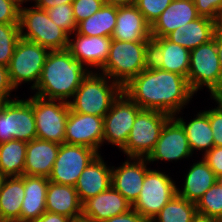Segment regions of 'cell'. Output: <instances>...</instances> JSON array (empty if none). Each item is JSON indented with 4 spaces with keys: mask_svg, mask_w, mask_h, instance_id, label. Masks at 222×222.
I'll return each instance as SVG.
<instances>
[{
    "mask_svg": "<svg viewBox=\"0 0 222 222\" xmlns=\"http://www.w3.org/2000/svg\"><path fill=\"white\" fill-rule=\"evenodd\" d=\"M171 2L172 0H137L135 5L146 22L152 26Z\"/></svg>",
    "mask_w": 222,
    "mask_h": 222,
    "instance_id": "d590c367",
    "label": "cell"
},
{
    "mask_svg": "<svg viewBox=\"0 0 222 222\" xmlns=\"http://www.w3.org/2000/svg\"><path fill=\"white\" fill-rule=\"evenodd\" d=\"M49 18L69 36L77 30L72 4H60L46 10Z\"/></svg>",
    "mask_w": 222,
    "mask_h": 222,
    "instance_id": "e575fe53",
    "label": "cell"
},
{
    "mask_svg": "<svg viewBox=\"0 0 222 222\" xmlns=\"http://www.w3.org/2000/svg\"><path fill=\"white\" fill-rule=\"evenodd\" d=\"M59 147L58 143L38 138L27 142L24 175L48 178L51 175Z\"/></svg>",
    "mask_w": 222,
    "mask_h": 222,
    "instance_id": "603a6c76",
    "label": "cell"
},
{
    "mask_svg": "<svg viewBox=\"0 0 222 222\" xmlns=\"http://www.w3.org/2000/svg\"><path fill=\"white\" fill-rule=\"evenodd\" d=\"M184 178L183 188H177V195L195 204L217 182L215 173L203 158L193 163Z\"/></svg>",
    "mask_w": 222,
    "mask_h": 222,
    "instance_id": "4316f807",
    "label": "cell"
},
{
    "mask_svg": "<svg viewBox=\"0 0 222 222\" xmlns=\"http://www.w3.org/2000/svg\"><path fill=\"white\" fill-rule=\"evenodd\" d=\"M19 9L15 0H0V23L19 24Z\"/></svg>",
    "mask_w": 222,
    "mask_h": 222,
    "instance_id": "ab89813d",
    "label": "cell"
},
{
    "mask_svg": "<svg viewBox=\"0 0 222 222\" xmlns=\"http://www.w3.org/2000/svg\"><path fill=\"white\" fill-rule=\"evenodd\" d=\"M187 80L194 93L206 86L211 98L222 90V70L214 39L190 51Z\"/></svg>",
    "mask_w": 222,
    "mask_h": 222,
    "instance_id": "8992f818",
    "label": "cell"
},
{
    "mask_svg": "<svg viewBox=\"0 0 222 222\" xmlns=\"http://www.w3.org/2000/svg\"><path fill=\"white\" fill-rule=\"evenodd\" d=\"M218 106L205 112L208 114L209 123L213 131L215 145L222 146V103L215 97H212Z\"/></svg>",
    "mask_w": 222,
    "mask_h": 222,
    "instance_id": "f35d334b",
    "label": "cell"
},
{
    "mask_svg": "<svg viewBox=\"0 0 222 222\" xmlns=\"http://www.w3.org/2000/svg\"><path fill=\"white\" fill-rule=\"evenodd\" d=\"M19 30L21 38L35 42L49 51L68 49L71 38L49 18L46 10L35 5L31 8L20 5Z\"/></svg>",
    "mask_w": 222,
    "mask_h": 222,
    "instance_id": "5b68a950",
    "label": "cell"
},
{
    "mask_svg": "<svg viewBox=\"0 0 222 222\" xmlns=\"http://www.w3.org/2000/svg\"><path fill=\"white\" fill-rule=\"evenodd\" d=\"M27 142L10 140L0 143V171L5 177L24 175Z\"/></svg>",
    "mask_w": 222,
    "mask_h": 222,
    "instance_id": "4dcf8cb0",
    "label": "cell"
},
{
    "mask_svg": "<svg viewBox=\"0 0 222 222\" xmlns=\"http://www.w3.org/2000/svg\"><path fill=\"white\" fill-rule=\"evenodd\" d=\"M191 222H220L219 220L197 213Z\"/></svg>",
    "mask_w": 222,
    "mask_h": 222,
    "instance_id": "c3c4849f",
    "label": "cell"
},
{
    "mask_svg": "<svg viewBox=\"0 0 222 222\" xmlns=\"http://www.w3.org/2000/svg\"><path fill=\"white\" fill-rule=\"evenodd\" d=\"M5 176L1 173V171H0V189H1V187H2V184H3V182H4V180H5Z\"/></svg>",
    "mask_w": 222,
    "mask_h": 222,
    "instance_id": "681fc988",
    "label": "cell"
},
{
    "mask_svg": "<svg viewBox=\"0 0 222 222\" xmlns=\"http://www.w3.org/2000/svg\"><path fill=\"white\" fill-rule=\"evenodd\" d=\"M49 179L24 175L25 196L21 205L20 222H33L46 212V192Z\"/></svg>",
    "mask_w": 222,
    "mask_h": 222,
    "instance_id": "484cf974",
    "label": "cell"
},
{
    "mask_svg": "<svg viewBox=\"0 0 222 222\" xmlns=\"http://www.w3.org/2000/svg\"><path fill=\"white\" fill-rule=\"evenodd\" d=\"M104 118L69 110L64 143L82 145L98 151L103 145Z\"/></svg>",
    "mask_w": 222,
    "mask_h": 222,
    "instance_id": "9a60e30c",
    "label": "cell"
},
{
    "mask_svg": "<svg viewBox=\"0 0 222 222\" xmlns=\"http://www.w3.org/2000/svg\"><path fill=\"white\" fill-rule=\"evenodd\" d=\"M151 42L119 41L112 39L109 55L98 70L124 87L151 62Z\"/></svg>",
    "mask_w": 222,
    "mask_h": 222,
    "instance_id": "3957f363",
    "label": "cell"
},
{
    "mask_svg": "<svg viewBox=\"0 0 222 222\" xmlns=\"http://www.w3.org/2000/svg\"><path fill=\"white\" fill-rule=\"evenodd\" d=\"M46 211L67 216L72 220L82 218V202L75 187L49 181Z\"/></svg>",
    "mask_w": 222,
    "mask_h": 222,
    "instance_id": "cb8c5ba5",
    "label": "cell"
},
{
    "mask_svg": "<svg viewBox=\"0 0 222 222\" xmlns=\"http://www.w3.org/2000/svg\"><path fill=\"white\" fill-rule=\"evenodd\" d=\"M151 63L165 71L177 73L187 79L190 50L169 41L166 37L151 39Z\"/></svg>",
    "mask_w": 222,
    "mask_h": 222,
    "instance_id": "e0dca14e",
    "label": "cell"
},
{
    "mask_svg": "<svg viewBox=\"0 0 222 222\" xmlns=\"http://www.w3.org/2000/svg\"><path fill=\"white\" fill-rule=\"evenodd\" d=\"M197 213L222 222V185L217 181L196 203Z\"/></svg>",
    "mask_w": 222,
    "mask_h": 222,
    "instance_id": "d6a6232c",
    "label": "cell"
},
{
    "mask_svg": "<svg viewBox=\"0 0 222 222\" xmlns=\"http://www.w3.org/2000/svg\"><path fill=\"white\" fill-rule=\"evenodd\" d=\"M196 214V204L176 194L150 222H191Z\"/></svg>",
    "mask_w": 222,
    "mask_h": 222,
    "instance_id": "1f68e13d",
    "label": "cell"
},
{
    "mask_svg": "<svg viewBox=\"0 0 222 222\" xmlns=\"http://www.w3.org/2000/svg\"><path fill=\"white\" fill-rule=\"evenodd\" d=\"M111 178L112 167L107 166L101 154H98L84 169L74 186L82 204L109 189Z\"/></svg>",
    "mask_w": 222,
    "mask_h": 222,
    "instance_id": "44dd1931",
    "label": "cell"
},
{
    "mask_svg": "<svg viewBox=\"0 0 222 222\" xmlns=\"http://www.w3.org/2000/svg\"><path fill=\"white\" fill-rule=\"evenodd\" d=\"M35 6L44 10L50 9L60 4H72L74 0H32Z\"/></svg>",
    "mask_w": 222,
    "mask_h": 222,
    "instance_id": "f6af8a7d",
    "label": "cell"
},
{
    "mask_svg": "<svg viewBox=\"0 0 222 222\" xmlns=\"http://www.w3.org/2000/svg\"><path fill=\"white\" fill-rule=\"evenodd\" d=\"M213 170L216 177L222 176V146L215 145L202 157Z\"/></svg>",
    "mask_w": 222,
    "mask_h": 222,
    "instance_id": "60d3db41",
    "label": "cell"
},
{
    "mask_svg": "<svg viewBox=\"0 0 222 222\" xmlns=\"http://www.w3.org/2000/svg\"><path fill=\"white\" fill-rule=\"evenodd\" d=\"M215 98L222 103V90L215 96Z\"/></svg>",
    "mask_w": 222,
    "mask_h": 222,
    "instance_id": "f907efd6",
    "label": "cell"
},
{
    "mask_svg": "<svg viewBox=\"0 0 222 222\" xmlns=\"http://www.w3.org/2000/svg\"><path fill=\"white\" fill-rule=\"evenodd\" d=\"M33 222H73V220L64 215L46 211Z\"/></svg>",
    "mask_w": 222,
    "mask_h": 222,
    "instance_id": "ee69618b",
    "label": "cell"
},
{
    "mask_svg": "<svg viewBox=\"0 0 222 222\" xmlns=\"http://www.w3.org/2000/svg\"><path fill=\"white\" fill-rule=\"evenodd\" d=\"M171 116L156 110L142 109L136 116L125 146L128 157L147 158L159 139L161 130Z\"/></svg>",
    "mask_w": 222,
    "mask_h": 222,
    "instance_id": "ba28073f",
    "label": "cell"
},
{
    "mask_svg": "<svg viewBox=\"0 0 222 222\" xmlns=\"http://www.w3.org/2000/svg\"><path fill=\"white\" fill-rule=\"evenodd\" d=\"M217 25L218 23L212 19L199 17L186 25L178 27L169 33L166 38L191 51L212 40Z\"/></svg>",
    "mask_w": 222,
    "mask_h": 222,
    "instance_id": "d4e9b609",
    "label": "cell"
},
{
    "mask_svg": "<svg viewBox=\"0 0 222 222\" xmlns=\"http://www.w3.org/2000/svg\"><path fill=\"white\" fill-rule=\"evenodd\" d=\"M104 0H74L72 2L73 14L76 23L92 16L104 5Z\"/></svg>",
    "mask_w": 222,
    "mask_h": 222,
    "instance_id": "8d00e7d4",
    "label": "cell"
},
{
    "mask_svg": "<svg viewBox=\"0 0 222 222\" xmlns=\"http://www.w3.org/2000/svg\"><path fill=\"white\" fill-rule=\"evenodd\" d=\"M193 0H172L151 26V38H163L178 27L199 18Z\"/></svg>",
    "mask_w": 222,
    "mask_h": 222,
    "instance_id": "7402d4cb",
    "label": "cell"
},
{
    "mask_svg": "<svg viewBox=\"0 0 222 222\" xmlns=\"http://www.w3.org/2000/svg\"><path fill=\"white\" fill-rule=\"evenodd\" d=\"M73 222H92L83 218L77 219V220H73Z\"/></svg>",
    "mask_w": 222,
    "mask_h": 222,
    "instance_id": "816d5d0a",
    "label": "cell"
},
{
    "mask_svg": "<svg viewBox=\"0 0 222 222\" xmlns=\"http://www.w3.org/2000/svg\"><path fill=\"white\" fill-rule=\"evenodd\" d=\"M117 18V6L106 5L77 24L76 32L85 36L111 37Z\"/></svg>",
    "mask_w": 222,
    "mask_h": 222,
    "instance_id": "f546056e",
    "label": "cell"
},
{
    "mask_svg": "<svg viewBox=\"0 0 222 222\" xmlns=\"http://www.w3.org/2000/svg\"><path fill=\"white\" fill-rule=\"evenodd\" d=\"M0 102V143L37 138L33 106L27 99Z\"/></svg>",
    "mask_w": 222,
    "mask_h": 222,
    "instance_id": "52a82bcc",
    "label": "cell"
},
{
    "mask_svg": "<svg viewBox=\"0 0 222 222\" xmlns=\"http://www.w3.org/2000/svg\"><path fill=\"white\" fill-rule=\"evenodd\" d=\"M18 4H20V5H23V3L25 2H27V1H29L30 2V0H15ZM32 1V0H31Z\"/></svg>",
    "mask_w": 222,
    "mask_h": 222,
    "instance_id": "f5cc1de1",
    "label": "cell"
},
{
    "mask_svg": "<svg viewBox=\"0 0 222 222\" xmlns=\"http://www.w3.org/2000/svg\"><path fill=\"white\" fill-rule=\"evenodd\" d=\"M75 39H69L68 50L86 68L90 66L100 70L106 63L109 55L111 37L85 36L74 33Z\"/></svg>",
    "mask_w": 222,
    "mask_h": 222,
    "instance_id": "ac0fdd59",
    "label": "cell"
},
{
    "mask_svg": "<svg viewBox=\"0 0 222 222\" xmlns=\"http://www.w3.org/2000/svg\"><path fill=\"white\" fill-rule=\"evenodd\" d=\"M217 181L222 185V176L218 177Z\"/></svg>",
    "mask_w": 222,
    "mask_h": 222,
    "instance_id": "db71d44e",
    "label": "cell"
},
{
    "mask_svg": "<svg viewBox=\"0 0 222 222\" xmlns=\"http://www.w3.org/2000/svg\"><path fill=\"white\" fill-rule=\"evenodd\" d=\"M123 92L141 109L170 116L179 115L195 94L184 76L162 70L151 62L123 87Z\"/></svg>",
    "mask_w": 222,
    "mask_h": 222,
    "instance_id": "6da1fadb",
    "label": "cell"
},
{
    "mask_svg": "<svg viewBox=\"0 0 222 222\" xmlns=\"http://www.w3.org/2000/svg\"><path fill=\"white\" fill-rule=\"evenodd\" d=\"M137 0H104L106 5L112 6H130L135 5Z\"/></svg>",
    "mask_w": 222,
    "mask_h": 222,
    "instance_id": "7dc6e473",
    "label": "cell"
},
{
    "mask_svg": "<svg viewBox=\"0 0 222 222\" xmlns=\"http://www.w3.org/2000/svg\"><path fill=\"white\" fill-rule=\"evenodd\" d=\"M200 17H206L222 23V0H193Z\"/></svg>",
    "mask_w": 222,
    "mask_h": 222,
    "instance_id": "74e56055",
    "label": "cell"
},
{
    "mask_svg": "<svg viewBox=\"0 0 222 222\" xmlns=\"http://www.w3.org/2000/svg\"><path fill=\"white\" fill-rule=\"evenodd\" d=\"M98 154L86 146L60 144L49 181L74 187L81 173Z\"/></svg>",
    "mask_w": 222,
    "mask_h": 222,
    "instance_id": "7c38bea8",
    "label": "cell"
},
{
    "mask_svg": "<svg viewBox=\"0 0 222 222\" xmlns=\"http://www.w3.org/2000/svg\"><path fill=\"white\" fill-rule=\"evenodd\" d=\"M147 164V158L129 157L121 166H112L111 186L131 205L139 197L145 175L150 170Z\"/></svg>",
    "mask_w": 222,
    "mask_h": 222,
    "instance_id": "2e32d148",
    "label": "cell"
},
{
    "mask_svg": "<svg viewBox=\"0 0 222 222\" xmlns=\"http://www.w3.org/2000/svg\"><path fill=\"white\" fill-rule=\"evenodd\" d=\"M20 38L19 24L0 23V65L9 66Z\"/></svg>",
    "mask_w": 222,
    "mask_h": 222,
    "instance_id": "836d02e7",
    "label": "cell"
},
{
    "mask_svg": "<svg viewBox=\"0 0 222 222\" xmlns=\"http://www.w3.org/2000/svg\"><path fill=\"white\" fill-rule=\"evenodd\" d=\"M14 90L9 78L8 67L0 65V102L10 101V95Z\"/></svg>",
    "mask_w": 222,
    "mask_h": 222,
    "instance_id": "b9f144b4",
    "label": "cell"
},
{
    "mask_svg": "<svg viewBox=\"0 0 222 222\" xmlns=\"http://www.w3.org/2000/svg\"><path fill=\"white\" fill-rule=\"evenodd\" d=\"M219 57V63L222 70V23L218 24L213 35Z\"/></svg>",
    "mask_w": 222,
    "mask_h": 222,
    "instance_id": "bcb514c9",
    "label": "cell"
},
{
    "mask_svg": "<svg viewBox=\"0 0 222 222\" xmlns=\"http://www.w3.org/2000/svg\"><path fill=\"white\" fill-rule=\"evenodd\" d=\"M24 191V175L5 178L0 189V221L20 222Z\"/></svg>",
    "mask_w": 222,
    "mask_h": 222,
    "instance_id": "83f0119b",
    "label": "cell"
},
{
    "mask_svg": "<svg viewBox=\"0 0 222 222\" xmlns=\"http://www.w3.org/2000/svg\"><path fill=\"white\" fill-rule=\"evenodd\" d=\"M174 117L184 128L192 153L194 150H200L205 155L215 146L213 131L209 123L208 114L205 111L198 112L195 118L189 122H185V119L179 118L177 115Z\"/></svg>",
    "mask_w": 222,
    "mask_h": 222,
    "instance_id": "f1b7e54d",
    "label": "cell"
},
{
    "mask_svg": "<svg viewBox=\"0 0 222 222\" xmlns=\"http://www.w3.org/2000/svg\"><path fill=\"white\" fill-rule=\"evenodd\" d=\"M111 38L119 41L151 42V26L136 5L119 6Z\"/></svg>",
    "mask_w": 222,
    "mask_h": 222,
    "instance_id": "ffe728a7",
    "label": "cell"
},
{
    "mask_svg": "<svg viewBox=\"0 0 222 222\" xmlns=\"http://www.w3.org/2000/svg\"><path fill=\"white\" fill-rule=\"evenodd\" d=\"M177 187L168 174L150 169L145 175L140 195L132 208L150 222L177 194Z\"/></svg>",
    "mask_w": 222,
    "mask_h": 222,
    "instance_id": "30bf717a",
    "label": "cell"
},
{
    "mask_svg": "<svg viewBox=\"0 0 222 222\" xmlns=\"http://www.w3.org/2000/svg\"><path fill=\"white\" fill-rule=\"evenodd\" d=\"M132 205L112 186L82 204V218L103 222L129 211Z\"/></svg>",
    "mask_w": 222,
    "mask_h": 222,
    "instance_id": "d6986e66",
    "label": "cell"
},
{
    "mask_svg": "<svg viewBox=\"0 0 222 222\" xmlns=\"http://www.w3.org/2000/svg\"><path fill=\"white\" fill-rule=\"evenodd\" d=\"M85 67L68 49L49 51L34 95L69 102L68 98H73L83 79L92 71Z\"/></svg>",
    "mask_w": 222,
    "mask_h": 222,
    "instance_id": "7a4b0ae2",
    "label": "cell"
},
{
    "mask_svg": "<svg viewBox=\"0 0 222 222\" xmlns=\"http://www.w3.org/2000/svg\"><path fill=\"white\" fill-rule=\"evenodd\" d=\"M142 109L124 92L113 102L104 117L103 143L125 146L134 120Z\"/></svg>",
    "mask_w": 222,
    "mask_h": 222,
    "instance_id": "4fadbf2b",
    "label": "cell"
},
{
    "mask_svg": "<svg viewBox=\"0 0 222 222\" xmlns=\"http://www.w3.org/2000/svg\"><path fill=\"white\" fill-rule=\"evenodd\" d=\"M48 53V49L35 42L19 39L8 66L9 78L15 89L23 82H33L30 89H35Z\"/></svg>",
    "mask_w": 222,
    "mask_h": 222,
    "instance_id": "9c48e42d",
    "label": "cell"
},
{
    "mask_svg": "<svg viewBox=\"0 0 222 222\" xmlns=\"http://www.w3.org/2000/svg\"><path fill=\"white\" fill-rule=\"evenodd\" d=\"M103 222H148L144 217H142L138 212H136L133 208H131L129 211L111 217L108 220H105Z\"/></svg>",
    "mask_w": 222,
    "mask_h": 222,
    "instance_id": "7bdbcfd3",
    "label": "cell"
},
{
    "mask_svg": "<svg viewBox=\"0 0 222 222\" xmlns=\"http://www.w3.org/2000/svg\"><path fill=\"white\" fill-rule=\"evenodd\" d=\"M193 155L186 132L181 123L171 116L163 126L153 151L147 157L148 162L172 161L189 158Z\"/></svg>",
    "mask_w": 222,
    "mask_h": 222,
    "instance_id": "5bb4252c",
    "label": "cell"
},
{
    "mask_svg": "<svg viewBox=\"0 0 222 222\" xmlns=\"http://www.w3.org/2000/svg\"><path fill=\"white\" fill-rule=\"evenodd\" d=\"M122 92L123 87L105 74L90 71L68 103L73 112L104 118Z\"/></svg>",
    "mask_w": 222,
    "mask_h": 222,
    "instance_id": "277c9868",
    "label": "cell"
},
{
    "mask_svg": "<svg viewBox=\"0 0 222 222\" xmlns=\"http://www.w3.org/2000/svg\"><path fill=\"white\" fill-rule=\"evenodd\" d=\"M33 106L37 138L64 143L65 127L70 106L62 100H47L33 95L27 99Z\"/></svg>",
    "mask_w": 222,
    "mask_h": 222,
    "instance_id": "8fae6325",
    "label": "cell"
}]
</instances>
